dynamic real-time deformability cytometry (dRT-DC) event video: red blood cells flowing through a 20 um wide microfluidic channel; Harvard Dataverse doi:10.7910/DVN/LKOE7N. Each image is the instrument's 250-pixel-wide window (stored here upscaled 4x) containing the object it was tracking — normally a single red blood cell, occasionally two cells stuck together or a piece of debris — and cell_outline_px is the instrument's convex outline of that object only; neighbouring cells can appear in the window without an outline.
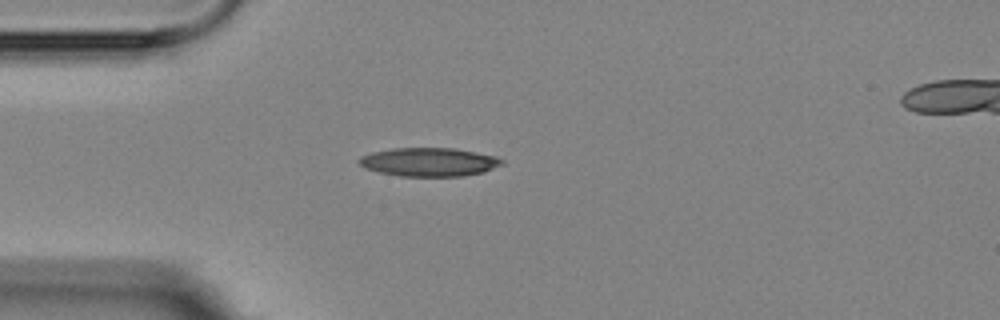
{"species": "Egyptian fruit bat (a non-hibernating species)", "species_latin": "Rousettus aegyptiacus", "temperature_condition": "room temperature", "stored_images_in_passage": 4, "camera_frame_rate_fps": 3000, "um_per_image_px": 0.085, "animal": {"sex": "female"}, "frame": {"image": 1, "passage_image": 3, "time_ms": 2.333, "image_size_px": [1000, 320], "cell_outline_px": [[504, 164], [484, 172], [464, 176], [400, 176], [380, 172], [364, 168], [356, 160], [360, 156], [372, 152], [392, 148], [452, 148], [496, 156], [504, 160]], "centroid_in_image_um": [36.46, 13.77], "position_along_channel_um": 48.5, "area_um2": 23.87}}